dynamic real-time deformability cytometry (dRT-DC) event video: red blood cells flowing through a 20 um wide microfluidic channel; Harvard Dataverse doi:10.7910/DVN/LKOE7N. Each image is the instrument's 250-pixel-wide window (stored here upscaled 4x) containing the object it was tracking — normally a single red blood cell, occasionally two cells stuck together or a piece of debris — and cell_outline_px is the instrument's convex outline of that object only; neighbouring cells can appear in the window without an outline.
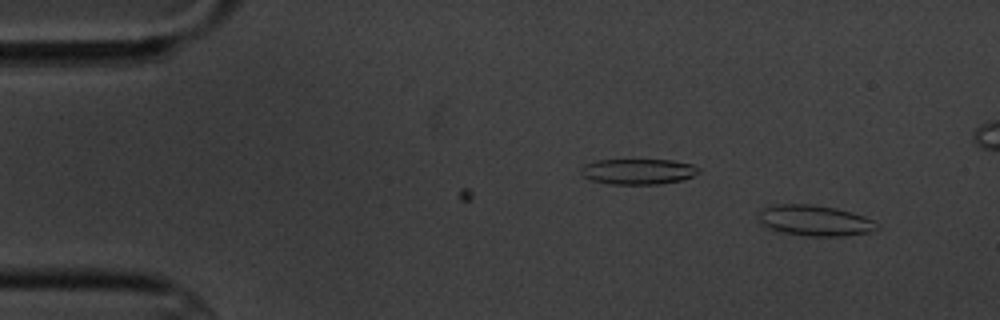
{"species": "common noctule bat (a hibernating species)", "species_latin": "Nyctalus noctula", "temperature_condition": "cold", "stored_images_in_passage": 6, "camera_frame_rate_fps": 3000, "um_per_image_px": 0.085, "animal": {"sex": "male", "body_mass_g": 20.1, "forearm_length_mm": 53.5}, "frame": {"image": 1, "passage_image": 1, "time_ms": 0.0, "image_size_px": [1000, 320], "cell_outline_px": [[880, 228], [868, 232], [844, 236], [804, 236], [780, 232], [764, 224], [760, 220], [760, 208], [776, 204], [812, 204], [836, 208], [852, 212], [864, 216], [880, 224]], "centroid_in_image_um": [69.3, 18.74], "position_along_channel_um": 15.7, "area_um2": 21.21}}
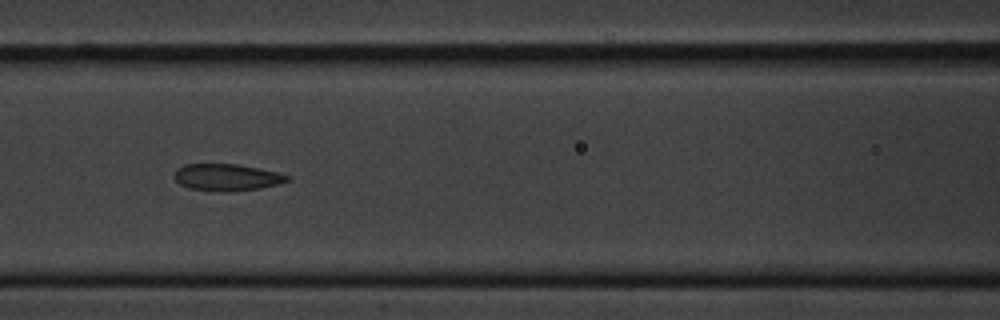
{"frame": {"image": 2, "passage_image": 6, "time_ms": 6.667, "image_size_px": [1000, 320], "cell_outline_px": [[292, 176], [288, 180], [276, 184], [260, 188], [228, 192], [224, 192], [188, 188], [180, 184], [172, 176], [176, 168], [184, 164], [236, 164], [276, 172]], "centroid_in_image_um": [19.22, 15.07], "position_along_channel_um": 147.4, "area_um2": 17.63}}